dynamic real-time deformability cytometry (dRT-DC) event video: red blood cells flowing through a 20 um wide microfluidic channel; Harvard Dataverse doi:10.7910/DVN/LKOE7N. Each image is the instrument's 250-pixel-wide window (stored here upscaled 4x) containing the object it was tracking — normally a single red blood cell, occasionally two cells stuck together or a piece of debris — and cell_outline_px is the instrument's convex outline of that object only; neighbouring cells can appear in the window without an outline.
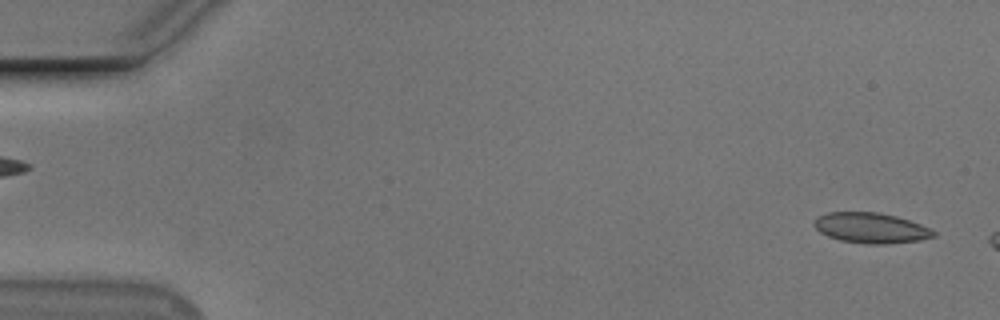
{"species": "Egyptian fruit bat (a non-hibernating species)", "species_latin": "Rousettus aegyptiacus", "temperature_condition": "cold", "stored_images_in_passage": 8, "camera_frame_rate_fps": 3000, "um_per_image_px": 0.085, "animal": {"sex": "male"}, "frame": {"image": 1, "passage_image": 2, "time_ms": 0.333, "image_size_px": [1000, 320], "cell_outline_px": [[936, 236], [920, 240], [888, 244], [868, 244], [840, 240], [828, 236], [820, 232], [812, 224], [816, 216], [828, 212], [880, 212], [896, 216], [920, 224], [936, 232]], "centroid_in_image_um": [74.0, 19.37], "position_along_channel_um": 11.0, "area_um2": 21.21}}